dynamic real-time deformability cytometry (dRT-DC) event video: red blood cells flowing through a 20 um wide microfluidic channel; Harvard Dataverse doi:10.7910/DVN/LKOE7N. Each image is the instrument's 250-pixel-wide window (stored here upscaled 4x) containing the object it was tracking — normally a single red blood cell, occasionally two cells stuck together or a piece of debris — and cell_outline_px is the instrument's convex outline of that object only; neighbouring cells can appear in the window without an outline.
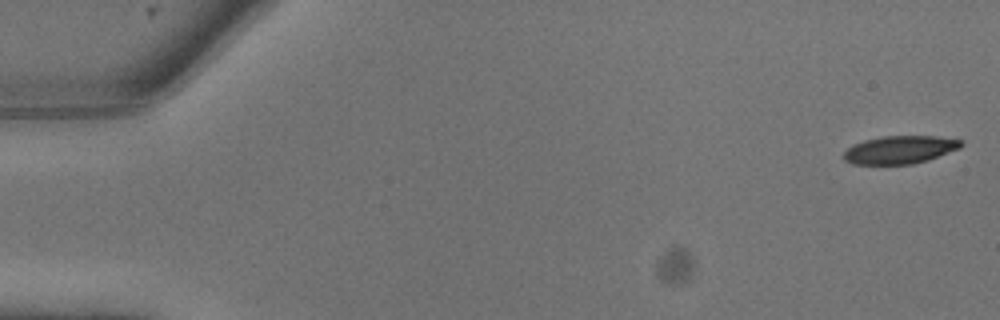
{"species": "common noctule bat (a hibernating species)", "species_latin": "Nyctalus noctula", "temperature_condition": "warm", "stored_images_in_passage": 12, "camera_frame_rate_fps": 3000, "um_per_image_px": 0.085, "animal": {"sex": "male", "body_mass_g": 13.3}, "frame": {"image": 1, "passage_image": 1, "time_ms": 0.0, "image_size_px": [1000, 320], "cell_outline_px": [[964, 144], [960, 148], [928, 160], [912, 164], [852, 164], [844, 160], [844, 152], [848, 148], [864, 140], [884, 136], [936, 136], [960, 140]], "centroid_in_image_um": [76.5, 12.73], "position_along_channel_um": 8.5, "area_um2": 18.96}}
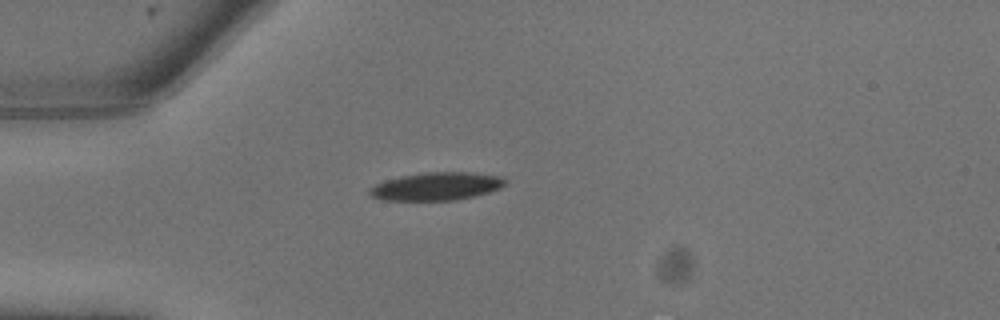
{"frame": {"image": 2, "passage_image": 7, "time_ms": 2.0, "image_size_px": [1000, 320], "cell_outline_px": [[504, 184], [500, 188], [488, 192], [472, 196], [452, 200], [384, 200], [372, 196], [368, 192], [368, 188], [384, 180], [404, 176], [428, 172], [468, 172], [496, 176], [504, 180]], "centroid_in_image_um": [37.03, 15.84], "position_along_channel_um": 48.0, "area_um2": 21.56}}
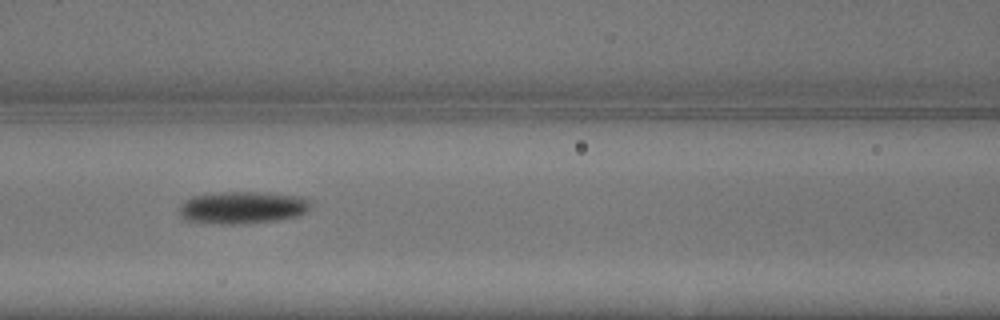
{"frame": {"image": 3, "passage_image": 11, "time_ms": 3.333, "image_size_px": [1000, 320], "cell_outline_px": [[312, 208], [308, 212], [300, 216], [276, 220], [236, 224], [220, 224], [188, 220], [180, 212], [180, 204], [184, 200], [192, 196], [220, 192], [268, 192], [300, 196], [308, 200]], "centroid_in_image_um": [20.67, 17.63], "position_along_channel_um": 145.9, "area_um2": 24.8}}